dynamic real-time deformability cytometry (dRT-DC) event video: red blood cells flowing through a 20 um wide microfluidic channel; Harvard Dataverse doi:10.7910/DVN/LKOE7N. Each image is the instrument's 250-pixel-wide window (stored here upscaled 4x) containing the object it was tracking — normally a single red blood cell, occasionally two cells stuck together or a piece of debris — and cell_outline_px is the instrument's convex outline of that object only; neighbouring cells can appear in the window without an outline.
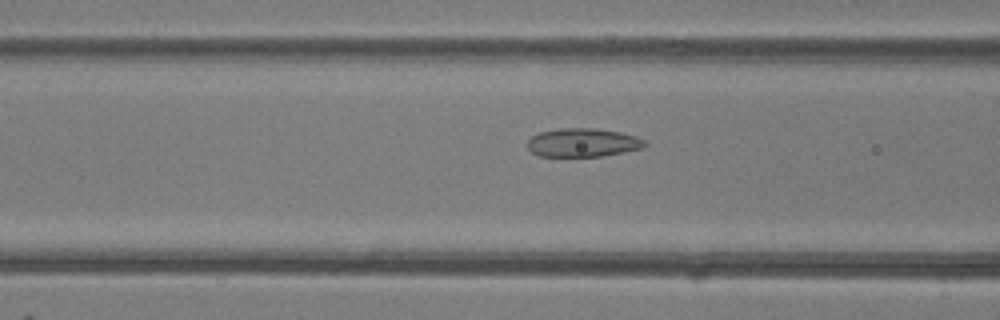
{"species": "common noctule bat (a hibernating species)", "species_latin": "Nyctalus noctula", "temperature_condition": "room temperature", "stored_images_in_passage": 45, "camera_frame_rate_fps": 3000, "um_per_image_px": 0.085, "animal": {"sex": "female"}, "frame": {"image": 1, "passage_image": 15, "time_ms": 4.667, "image_size_px": [1000, 320], "cell_outline_px": [[648, 144], [644, 148], [624, 152], [600, 156], [540, 156], [532, 152], [528, 148], [528, 140], [532, 136], [540, 132], [560, 128], [596, 128], [620, 132], [636, 136], [644, 140]], "centroid_in_image_um": [49.57, 12.11], "position_along_channel_um": 117.0, "area_um2": 19.54}}
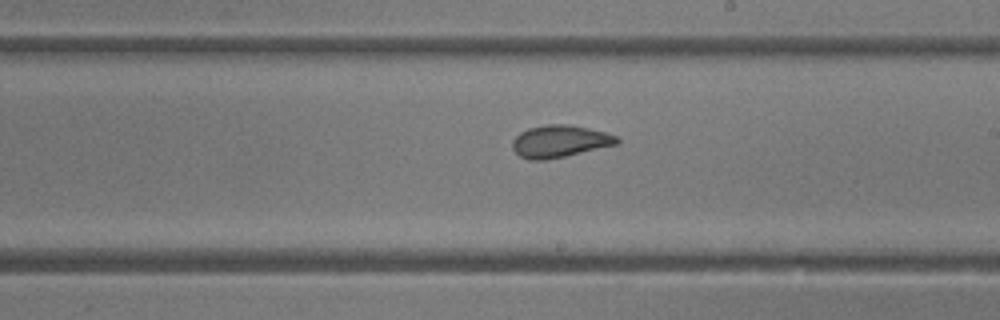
{"frame": {"image": 2, "passage_image": 24, "time_ms": 7.667, "image_size_px": [1000, 320], "cell_outline_px": [[620, 144], [564, 156], [544, 160], [528, 160], [520, 156], [512, 148], [512, 140], [520, 132], [528, 128], [544, 124], [568, 124], [588, 128], [604, 132], [616, 136], [620, 140]], "centroid_in_image_um": [47.57, 12.0], "position_along_channel_um": 241.4, "area_um2": 19.65}}
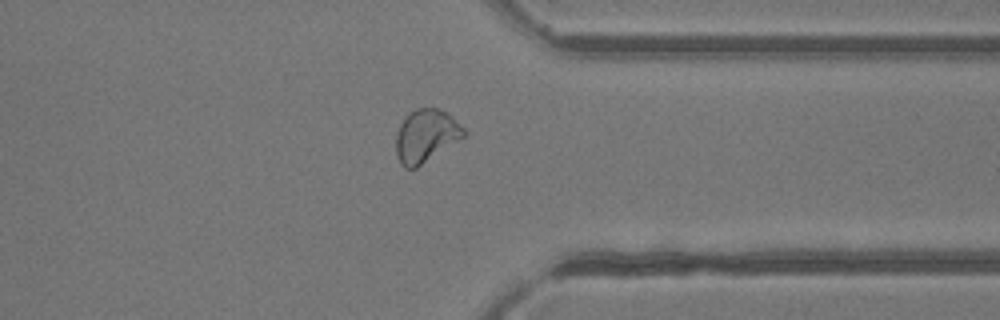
{"frame": {"image": 3, "passage_image": 34, "time_ms": 11.0, "image_size_px": [1000, 320], "cell_outline_px": [[468, 132], [464, 136], [416, 168], [404, 168], [400, 164], [396, 156], [396, 132], [400, 124], [408, 112], [416, 108], [440, 108], [452, 116]], "centroid_in_image_um": [36.18, 11.53], "position_along_channel_um": 375.2, "area_um2": 20.92}, "authors_computed_cell_mechanics": {"area_um2": 21.0392, "velocity_mm_per_s": 4.1372, "shape_relaxation_time_tau1_ms": null, "shape_relaxation_time_tau2_ms": 1.2106, "deformation_change_tau1": null, "deformation_change_tau2": 0.0816}}